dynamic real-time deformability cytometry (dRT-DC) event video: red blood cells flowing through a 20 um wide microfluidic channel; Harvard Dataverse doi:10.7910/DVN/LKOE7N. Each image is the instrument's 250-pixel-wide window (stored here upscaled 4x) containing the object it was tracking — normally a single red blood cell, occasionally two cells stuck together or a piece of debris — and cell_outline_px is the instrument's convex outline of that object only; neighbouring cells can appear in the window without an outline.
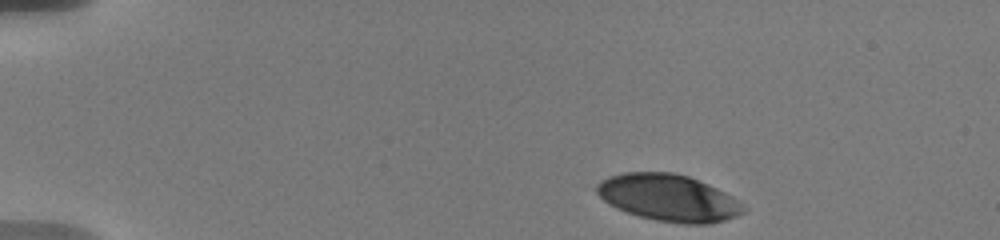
{"species": "human", "species_latin": "Homo sapiens", "temperature_condition": "warm", "stored_images_in_passage": 54, "camera_frame_rate_fps": 3000, "um_per_image_px": 0.085, "donor": {"sex": "male"}, "frame": {"image": 1, "passage_image": 1, "time_ms": 0.0, "image_size_px": [1000, 240], "cell_outline_px": [[744, 212], [736, 216], [724, 220], [708, 224], [684, 224], [656, 220], [640, 216], [616, 208], [604, 200], [596, 192], [596, 184], [600, 180], [608, 176], [624, 172], [672, 172], [688, 176], [708, 184], [740, 200], [744, 208]], "centroid_in_image_um": [56.81, 16.8], "position_along_channel_um": 28.2, "area_um2": 39.94}}
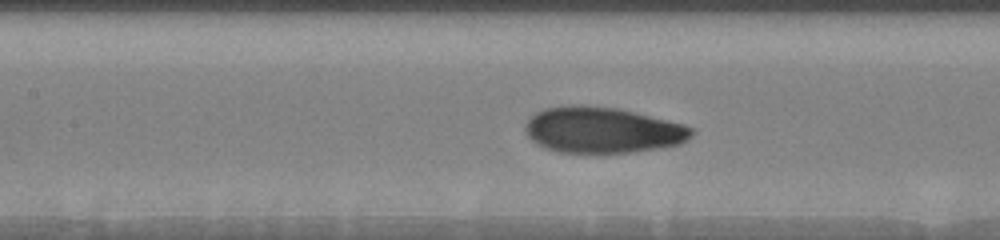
{"frame": {"image": 2, "passage_image": 22, "time_ms": 6.0, "image_size_px": [1000, 240], "cell_outline_px": [[696, 132], [692, 136], [680, 144], [660, 148], [632, 152], [560, 152], [544, 148], [532, 140], [524, 132], [524, 124], [536, 112], [544, 108], [568, 104], [584, 104], [620, 108], [684, 124], [696, 128]], "centroid_in_image_um": [51.22, 11.03], "position_along_channel_um": 156.2, "area_um2": 45.08}}
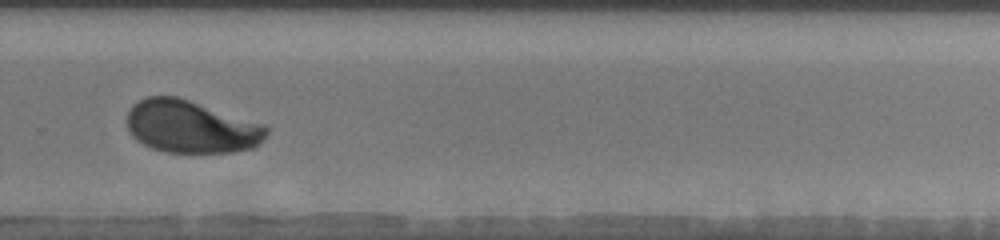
{"frame": {"image": 3, "passage_image": 38, "time_ms": 10.333, "image_size_px": [1000, 240], "cell_outline_px": [[268, 132], [264, 140], [256, 148], [232, 152], [168, 152], [152, 148], [136, 140], [132, 136], [128, 128], [128, 112], [132, 104], [148, 96], [176, 96], [264, 124], [268, 128]], "centroid_in_image_um": [16.26, 10.78], "position_along_channel_um": 313.5, "area_um2": 42.66}, "authors_computed_cell_mechanics": {"area_um2": 42.8876, "velocity_mm_per_s": 3.6491, "shape_relaxation_time_tau1_ms": 4.5528, "shape_relaxation_time_tau2_ms": 0.9408, "deformation_change_tau1": 0.2056, "deformation_change_tau2": 0.0541}}